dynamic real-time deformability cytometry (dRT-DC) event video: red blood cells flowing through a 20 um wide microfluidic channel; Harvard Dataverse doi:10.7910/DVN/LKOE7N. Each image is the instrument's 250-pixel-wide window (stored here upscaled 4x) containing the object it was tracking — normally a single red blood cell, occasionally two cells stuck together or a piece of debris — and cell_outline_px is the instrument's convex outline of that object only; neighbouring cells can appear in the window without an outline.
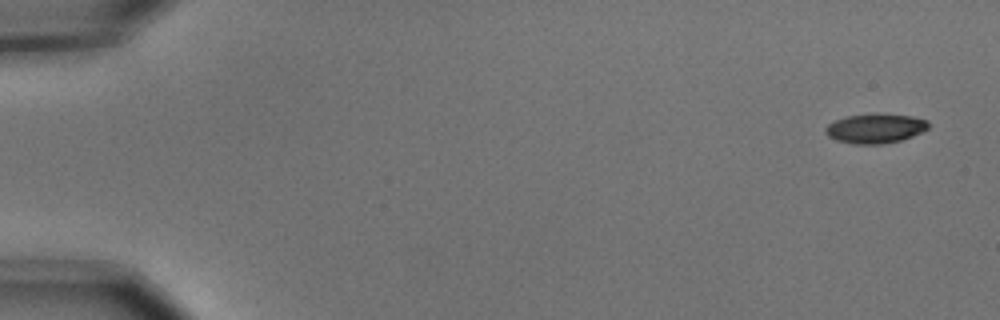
{"species": "common noctule bat (a hibernating species)", "species_latin": "Nyctalus noctula", "temperature_condition": "cold", "stored_images_in_passage": 8, "camera_frame_rate_fps": 3000, "um_per_image_px": 0.085, "animal": {"sex": "male", "body_mass_g": 15.6}, "frame": {"image": 1, "passage_image": 1, "time_ms": 0.0, "image_size_px": [1000, 320], "cell_outline_px": [[928, 128], [912, 136], [900, 140], [880, 144], [856, 144], [836, 140], [828, 136], [824, 132], [824, 128], [828, 124], [836, 120], [848, 116], [876, 112], [880, 112], [912, 116], [928, 120]], "centroid_in_image_um": [74.39, 10.89], "position_along_channel_um": 10.6, "area_um2": 17.86}}
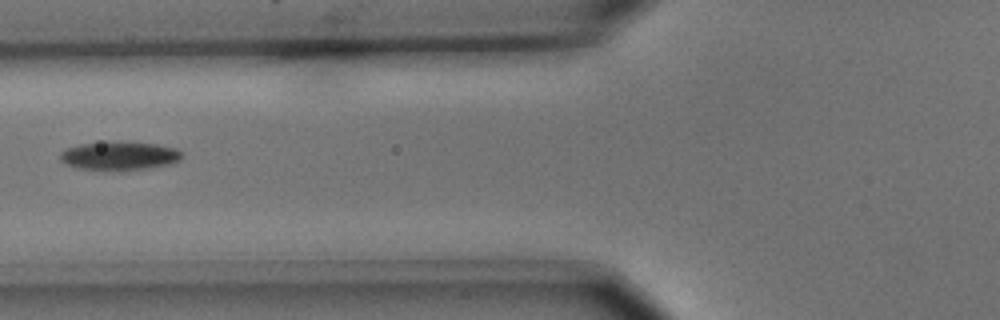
{"frame": {"image": 2, "passage_image": 6, "time_ms": 1.667, "image_size_px": [1000, 320], "cell_outline_px": [[184, 156], [180, 160], [172, 164], [148, 168], [120, 172], [76, 168], [60, 160], [60, 152], [68, 148], [80, 144], [156, 144], [176, 148]], "centroid_in_image_um": [10.18, 13.31], "position_along_channel_um": 115.6, "area_um2": 19.83}}
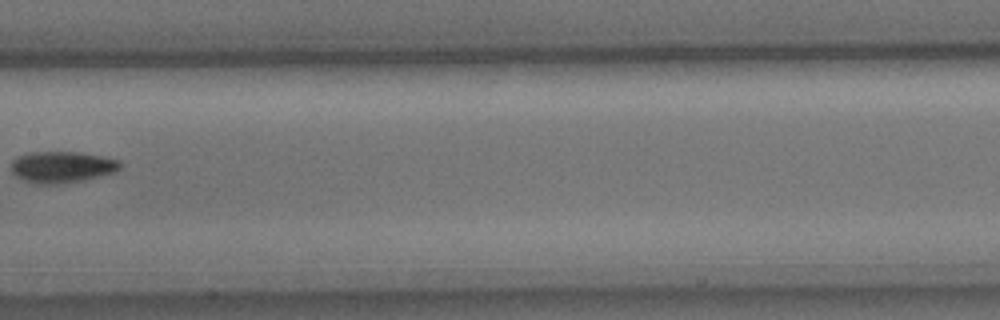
{"frame": {"image": 3, "passage_image": 8, "time_ms": 2.333, "image_size_px": [1000, 320], "cell_outline_px": [[120, 168], [116, 172], [100, 176], [80, 180], [56, 184], [36, 184], [24, 180], [16, 176], [12, 172], [12, 160], [16, 156], [28, 152], [76, 152], [100, 156], [120, 160]], "centroid_in_image_um": [5.24, 14.19], "position_along_channel_um": 202.2, "area_um2": 19.83}}